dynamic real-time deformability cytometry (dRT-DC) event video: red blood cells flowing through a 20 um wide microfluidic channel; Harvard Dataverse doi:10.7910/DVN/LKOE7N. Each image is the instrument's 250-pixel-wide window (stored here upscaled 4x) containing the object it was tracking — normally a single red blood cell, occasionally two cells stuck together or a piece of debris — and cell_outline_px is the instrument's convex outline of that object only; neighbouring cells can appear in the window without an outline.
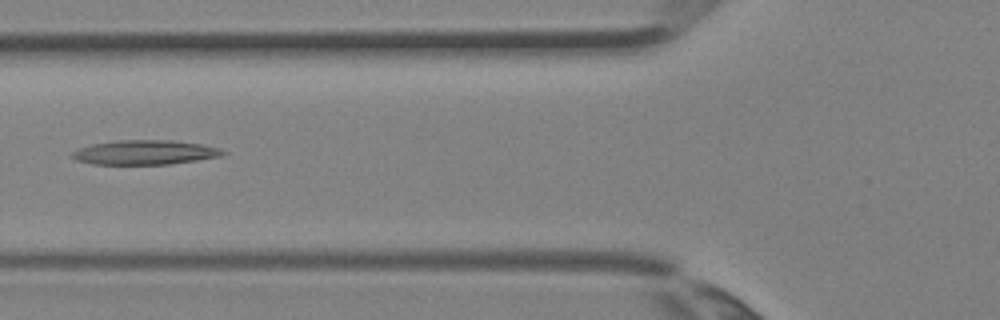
{"species": "Egyptian fruit bat (a non-hibernating species)", "species_latin": "Rousettus aegyptiacus", "temperature_condition": "room temperature", "stored_images_in_passage": 3, "camera_frame_rate_fps": 3000, "um_per_image_px": 0.085, "animal": {"sex": "female"}, "frame": {"image": 1, "passage_image": 3, "time_ms": 0.667, "image_size_px": [1000, 320], "cell_outline_px": [[228, 152], [220, 156], [196, 160], [168, 164], [92, 164], [76, 160], [68, 156], [72, 152], [80, 148], [92, 144], [116, 140], [172, 140], [204, 144], [220, 148]], "centroid_in_image_um": [12.31, 12.94], "position_along_channel_um": 113.5, "area_um2": 21.56}}